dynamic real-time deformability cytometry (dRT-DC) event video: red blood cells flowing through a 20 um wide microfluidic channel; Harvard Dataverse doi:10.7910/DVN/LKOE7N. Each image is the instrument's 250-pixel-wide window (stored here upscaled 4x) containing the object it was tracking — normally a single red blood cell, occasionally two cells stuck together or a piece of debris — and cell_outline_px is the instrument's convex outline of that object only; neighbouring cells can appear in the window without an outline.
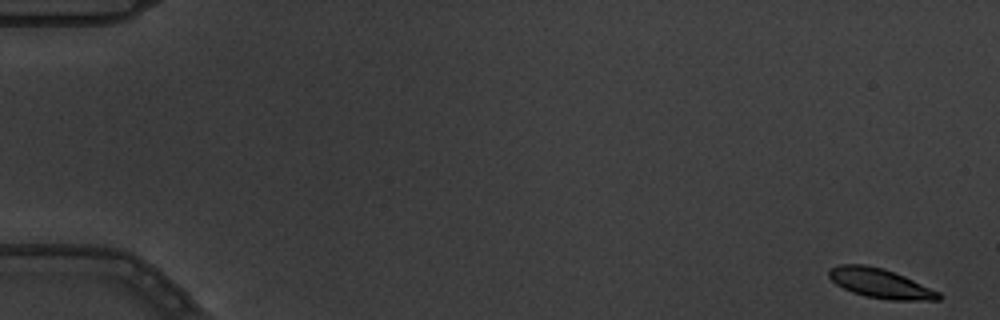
{"species": "common noctule bat (a hibernating species)", "species_latin": "Nyctalus noctula", "temperature_condition": "warm", "stored_images_in_passage": 6, "camera_frame_rate_fps": 3000, "um_per_image_px": 0.085, "animal": {"sex": "male", "body_mass_g": 19.5, "forearm_length_mm": 54.6}, "frame": {"image": 1, "passage_image": 1, "time_ms": 0.0, "image_size_px": [1000, 320], "cell_outline_px": [[944, 296], [940, 300], [892, 300], [864, 296], [852, 292], [836, 284], [828, 276], [828, 272], [832, 268], [840, 264], [864, 264], [884, 268], [904, 276], [940, 292]], "centroid_in_image_um": [74.85, 24.09], "position_along_channel_um": 10.2, "area_um2": 18.84}}
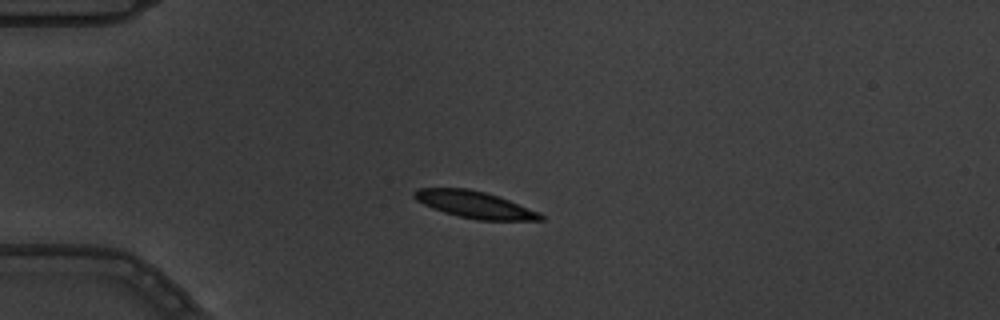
{"frame": {"image": 2, "passage_image": 5, "time_ms": 1.333, "image_size_px": [1000, 320], "cell_outline_px": [[544, 220], [476, 220], [444, 212], [432, 208], [416, 200], [412, 196], [412, 192], [416, 188], [468, 188], [484, 192], [508, 200], [540, 212], [544, 216]], "centroid_in_image_um": [40.32, 17.39], "position_along_channel_um": 44.7, "area_um2": 19.65}}